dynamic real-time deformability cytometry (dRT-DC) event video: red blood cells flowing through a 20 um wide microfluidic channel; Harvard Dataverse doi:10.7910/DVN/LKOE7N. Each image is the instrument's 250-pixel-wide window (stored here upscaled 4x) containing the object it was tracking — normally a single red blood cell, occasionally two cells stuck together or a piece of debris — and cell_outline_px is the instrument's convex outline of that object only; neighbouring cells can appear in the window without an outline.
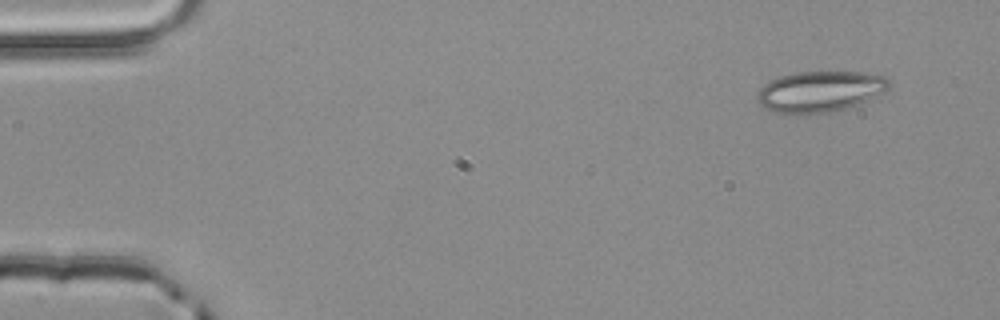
{"species": "common noctule bat (a hibernating species)", "species_latin": "Nyctalus noctula", "temperature_condition": "room temperature", "stored_images_in_passage": 3, "camera_frame_rate_fps": 3000, "um_per_image_px": 0.085, "animal": {"sex": "male", "body_mass_g": 20.4}, "frame": {"image": 1, "passage_image": 1, "time_ms": 0.0, "image_size_px": [1000, 320], "cell_outline_px": [[892, 84], [884, 92], [868, 100], [844, 108], [828, 112], [776, 112], [760, 108], [756, 100], [756, 96], [760, 88], [764, 84], [780, 76], [792, 72], [864, 72], [884, 76], [892, 80]], "centroid_in_image_um": [69.7, 7.75], "position_along_channel_um": 15.3, "area_um2": 31.27}}